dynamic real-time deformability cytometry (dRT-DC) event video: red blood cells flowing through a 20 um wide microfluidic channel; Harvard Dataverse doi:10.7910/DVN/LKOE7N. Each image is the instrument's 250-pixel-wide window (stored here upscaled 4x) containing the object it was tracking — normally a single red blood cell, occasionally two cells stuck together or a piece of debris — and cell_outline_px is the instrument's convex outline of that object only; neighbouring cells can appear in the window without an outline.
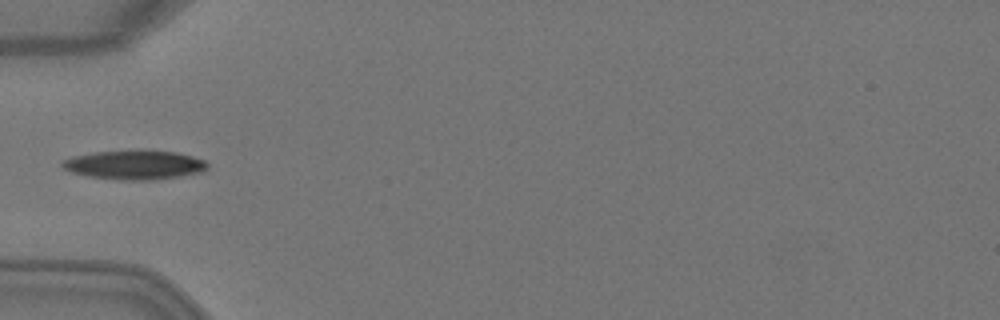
{"species": "Egyptian fruit bat (a non-hibernating species)", "species_latin": "Rousettus aegyptiacus", "temperature_condition": "warm", "stored_images_in_passage": 5, "camera_frame_rate_fps": 3000, "um_per_image_px": 0.085, "animal": {"sex": "female"}, "frame": {"image": 1, "passage_image": 5, "time_ms": 1.333, "image_size_px": [1000, 320], "cell_outline_px": [[208, 168], [200, 172], [180, 176], [148, 180], [120, 180], [88, 176], [72, 172], [64, 168], [60, 164], [64, 160], [72, 156], [96, 152], [136, 148], [144, 148], [176, 152], [192, 156], [204, 160], [208, 164]], "centroid_in_image_um": [11.44, 13.98], "position_along_channel_um": 73.6, "area_um2": 25.14}}